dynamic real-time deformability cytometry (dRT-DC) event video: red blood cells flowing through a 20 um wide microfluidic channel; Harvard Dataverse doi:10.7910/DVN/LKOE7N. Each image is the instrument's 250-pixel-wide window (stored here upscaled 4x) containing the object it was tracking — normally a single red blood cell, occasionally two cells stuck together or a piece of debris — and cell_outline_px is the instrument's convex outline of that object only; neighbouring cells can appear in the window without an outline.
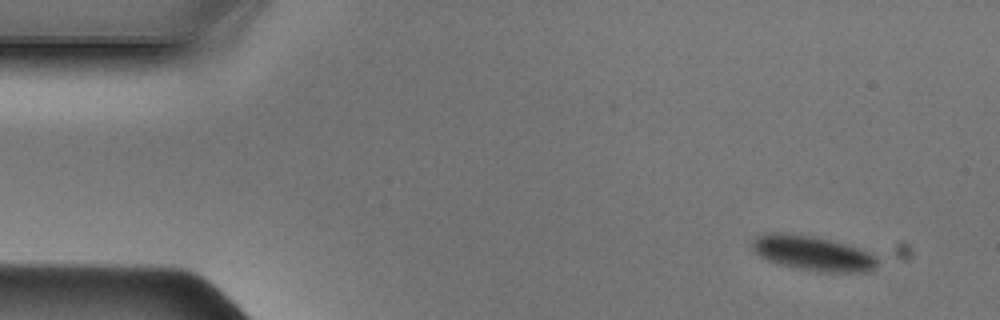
{"species": "Egyptian fruit bat (a non-hibernating species)", "species_latin": "Rousettus aegyptiacus", "temperature_condition": "cold", "stored_images_in_passage": 45, "camera_frame_rate_fps": 3000, "um_per_image_px": 0.085, "animal": {"sex": "male"}, "frame": {"image": 1, "passage_image": 1, "time_ms": 0.0, "image_size_px": [1000, 320], "cell_outline_px": [[880, 260], [872, 268], [864, 272], [844, 272], [800, 268], [780, 264], [768, 260], [760, 256], [752, 248], [752, 240], [756, 236], [764, 232], [784, 232], [812, 236], [832, 240], [860, 248], [876, 256]], "centroid_in_image_um": [69.06, 21.48], "position_along_channel_um": 15.9, "area_um2": 25.03}}
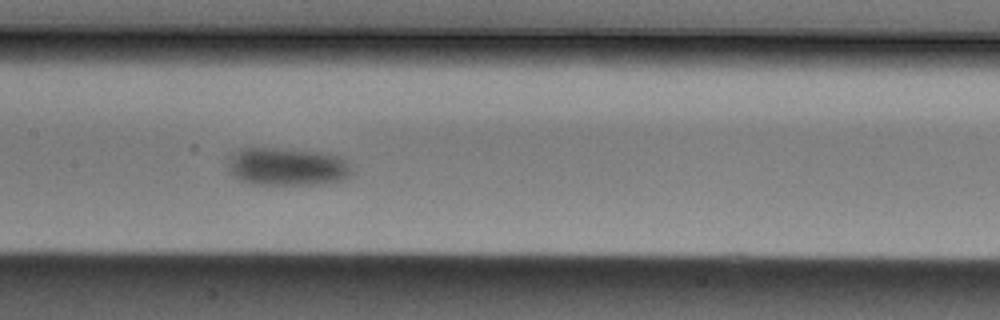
{"frame": {"image": 2, "passage_image": 20, "time_ms": 6.333, "image_size_px": [1000, 320], "cell_outline_px": [[356, 172], [352, 176], [344, 180], [328, 184], [252, 184], [240, 180], [228, 168], [228, 152], [240, 148], [276, 148], [312, 152], [336, 156], [344, 160]], "centroid_in_image_um": [24.4, 14.18], "position_along_channel_um": 183.0, "area_um2": 27.51}}
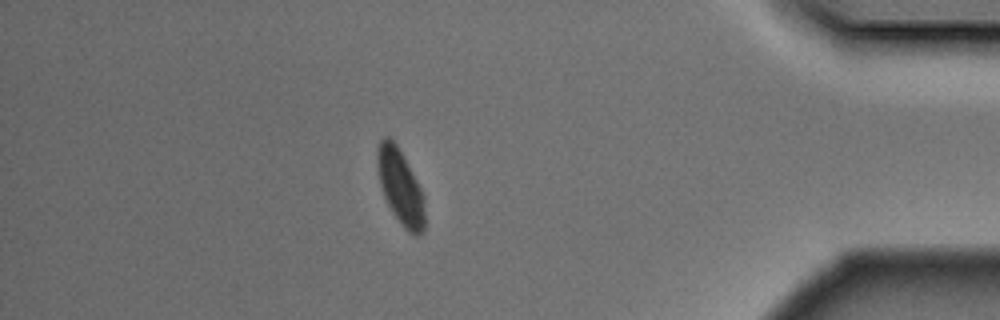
{"frame": {"image": 3, "passage_image": 39, "time_ms": 12.667, "image_size_px": [1000, 320], "cell_outline_px": [[424, 228], [420, 236], [416, 236], [408, 232], [404, 228], [392, 212], [384, 196], [380, 184], [376, 164], [376, 148], [380, 140], [384, 136], [388, 136], [396, 144], [420, 188], [424, 196]], "centroid_in_image_um": [34.0, 15.89], "position_along_channel_um": 401.2, "area_um2": 20.58}}